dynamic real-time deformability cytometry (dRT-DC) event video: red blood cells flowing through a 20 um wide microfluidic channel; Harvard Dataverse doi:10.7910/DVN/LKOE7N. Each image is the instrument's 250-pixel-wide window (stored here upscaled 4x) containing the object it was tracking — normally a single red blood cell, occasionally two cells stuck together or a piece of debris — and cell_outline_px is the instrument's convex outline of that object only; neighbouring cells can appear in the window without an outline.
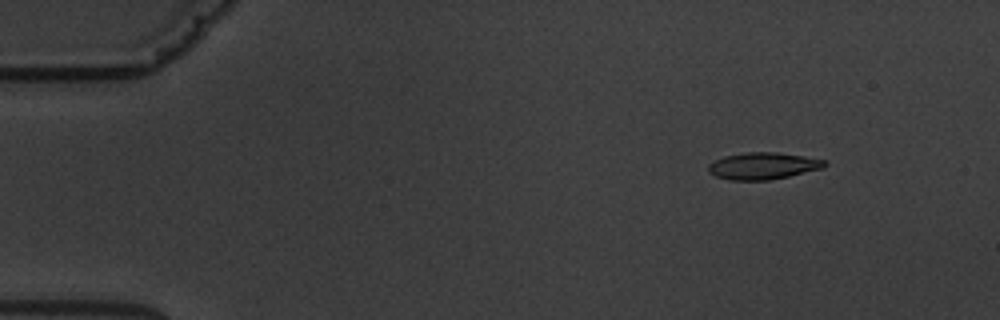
{"species": "common noctule bat (a hibernating species)", "species_latin": "Nyctalus noctula", "temperature_condition": "warm", "stored_images_in_passage": 4, "camera_frame_rate_fps": 3000, "um_per_image_px": 0.085, "animal": {"sex": "male", "body_mass_g": 19.5, "forearm_length_mm": 54.6}, "frame": {"image": 1, "passage_image": 2, "time_ms": 1.667, "image_size_px": [1000, 320], "cell_outline_px": [[828, 164], [824, 168], [788, 176], [768, 180], [728, 180], [716, 176], [708, 172], [708, 164], [724, 156], [748, 152], [776, 152], [824, 160]], "centroid_in_image_um": [64.83, 14.11], "position_along_channel_um": 20.2, "area_um2": 18.03}}